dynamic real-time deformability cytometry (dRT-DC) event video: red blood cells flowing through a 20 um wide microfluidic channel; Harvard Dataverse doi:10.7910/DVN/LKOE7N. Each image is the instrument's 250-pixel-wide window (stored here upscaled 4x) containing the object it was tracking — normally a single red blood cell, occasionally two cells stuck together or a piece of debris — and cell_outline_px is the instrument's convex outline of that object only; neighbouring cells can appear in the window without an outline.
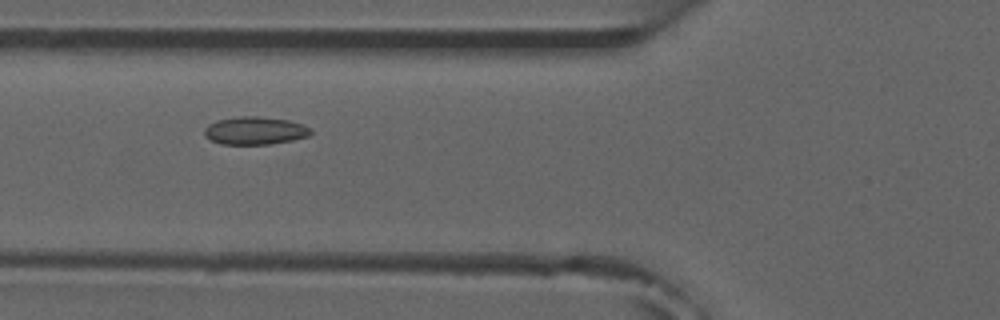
{"species": "common noctule bat (a hibernating species)", "species_latin": "Nyctalus noctula", "temperature_condition": "room temperature", "stored_images_in_passage": 7, "camera_frame_rate_fps": 3000, "um_per_image_px": 0.085, "animal": {"sex": "male", "forearm_length_mm": 52.5}, "frame": {"image": 1, "passage_image": 5, "time_ms": 4.333, "image_size_px": [1000, 320], "cell_outline_px": [[312, 132], [308, 136], [292, 140], [272, 144], [220, 144], [204, 136], [204, 128], [208, 124], [216, 120], [240, 116], [256, 116], [288, 120], [312, 128]], "centroid_in_image_um": [21.65, 11.1], "position_along_channel_um": 104.2, "area_um2": 17.28}}
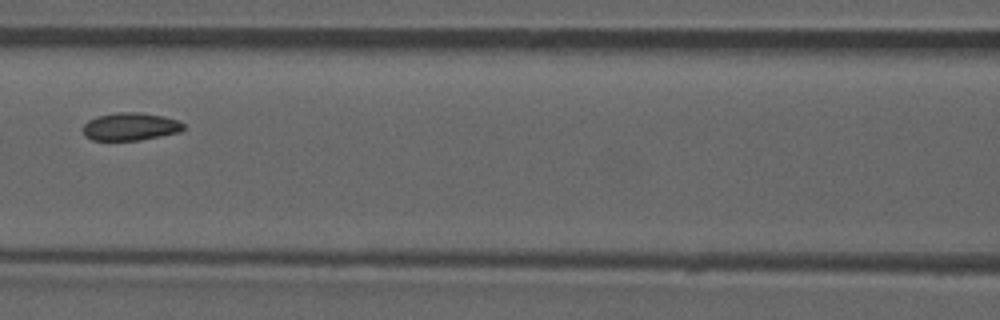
{"frame": {"image": 2, "passage_image": 6, "time_ms": 5.667, "image_size_px": [1000, 320], "cell_outline_px": [[184, 128], [180, 132], [140, 140], [92, 140], [84, 136], [84, 124], [88, 120], [96, 116], [116, 112], [140, 112], [164, 116], [180, 120], [184, 124]], "centroid_in_image_um": [11.09, 10.75], "position_along_channel_um": 155.5, "area_um2": 16.42}}